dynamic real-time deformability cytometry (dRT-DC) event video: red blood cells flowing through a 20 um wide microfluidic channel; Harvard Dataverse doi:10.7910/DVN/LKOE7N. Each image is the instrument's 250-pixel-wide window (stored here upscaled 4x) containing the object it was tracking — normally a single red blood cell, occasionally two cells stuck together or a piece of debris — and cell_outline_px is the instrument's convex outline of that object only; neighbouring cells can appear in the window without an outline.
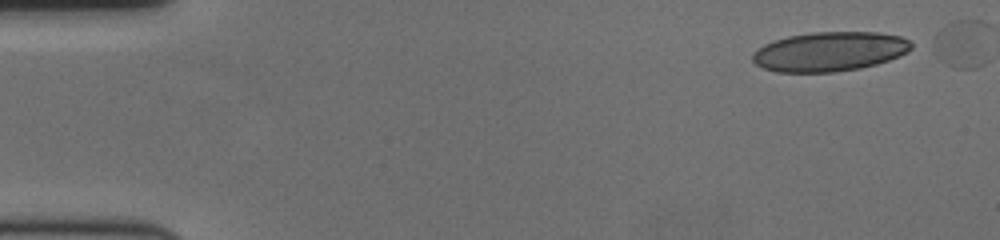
{"species": "human", "species_latin": "Homo sapiens", "temperature_condition": "cold", "stored_images_in_passage": 49, "segment_of_instrument_passage": [1, 2], "camera_frame_rate_fps": 3000, "um_per_image_px": 0.085, "donor": {"sex": "female"}, "frame": {"image": 1, "passage_image": 1, "time_ms": 0.0, "image_size_px": [1000, 240], "cell_outline_px": [[912, 48], [908, 52], [900, 56], [876, 64], [860, 68], [836, 72], [776, 72], [764, 68], [756, 64], [752, 60], [752, 52], [756, 48], [772, 40], [788, 36], [812, 32], [880, 32], [900, 36], [908, 40], [912, 44]], "centroid_in_image_um": [70.49, 4.38], "position_along_channel_um": 14.5, "area_um2": 36.76}}
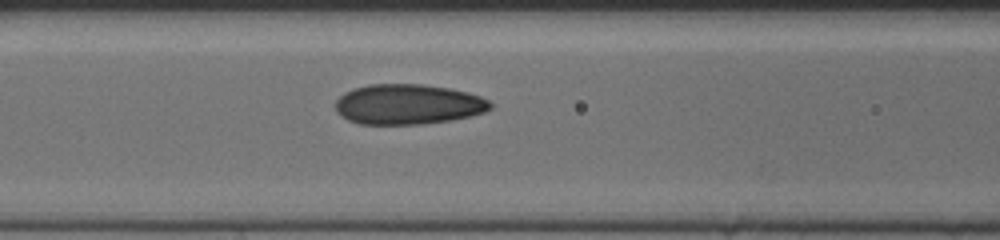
{"frame": {"image": 2, "passage_image": 22, "time_ms": 7.0, "image_size_px": [1000, 240], "cell_outline_px": [[492, 108], [484, 112], [472, 116], [452, 120], [424, 124], [360, 124], [348, 120], [340, 116], [336, 112], [336, 100], [344, 92], [352, 88], [368, 84], [420, 84], [448, 88], [468, 92], [480, 96], [488, 100], [492, 104]], "centroid_in_image_um": [34.67, 8.87], "position_along_channel_um": 131.9, "area_um2": 36.59}}
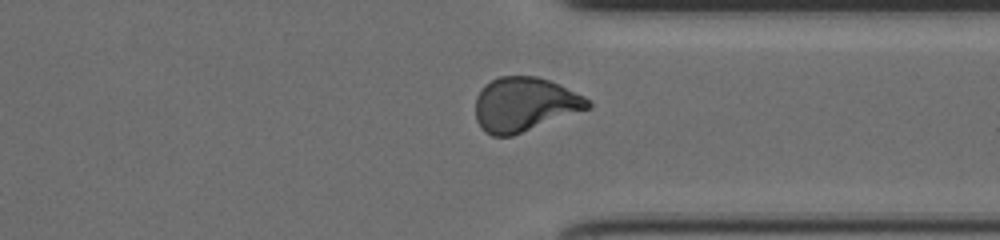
{"frame": {"image": 3, "passage_image": 42, "time_ms": 13.667, "image_size_px": [1000, 240], "cell_outline_px": [[592, 104], [588, 108], [512, 136], [492, 136], [484, 132], [480, 128], [476, 120], [476, 96], [480, 88], [484, 84], [500, 76], [536, 76], [560, 84], [584, 96]], "centroid_in_image_um": [44.53, 8.87], "position_along_channel_um": 366.9, "area_um2": 35.37}}